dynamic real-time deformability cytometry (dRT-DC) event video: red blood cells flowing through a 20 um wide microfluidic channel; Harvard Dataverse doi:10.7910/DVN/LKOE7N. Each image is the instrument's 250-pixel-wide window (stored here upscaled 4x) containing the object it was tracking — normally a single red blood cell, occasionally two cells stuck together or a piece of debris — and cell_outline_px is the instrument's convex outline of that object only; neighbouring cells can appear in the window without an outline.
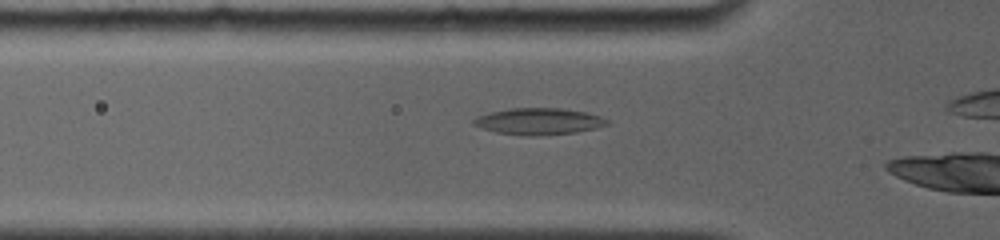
{"species": "common noctule bat (a hibernating species)", "species_latin": "Nyctalus noctula", "temperature_condition": "room temperature", "stored_images_in_passage": 8, "camera_frame_rate_fps": 4000, "um_per_image_px": 0.085, "animal": {"sex": "female", "body_mass_g": 19.0, "forearm_length_mm": 56.7}, "frame": {"image": 1, "passage_image": 4, "time_ms": 2.5, "image_size_px": [1000, 240], "cell_outline_px": [[608, 124], [596, 128], [576, 132], [536, 136], [520, 136], [496, 132], [480, 128], [472, 124], [472, 120], [476, 116], [488, 112], [512, 108], [560, 108], [584, 112], [600, 116], [608, 120]], "centroid_in_image_um": [45.72, 10.32], "position_along_channel_um": 80.1, "area_um2": 20.81}}
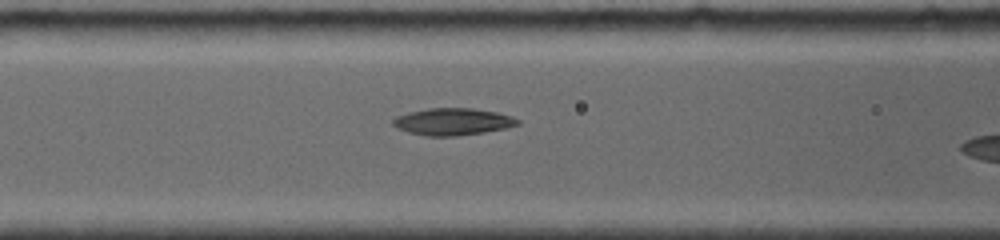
{"frame": {"image": 2, "passage_image": 6, "time_ms": 3.75, "image_size_px": [1000, 240], "cell_outline_px": [[520, 124], [504, 128], [484, 132], [456, 136], [428, 136], [408, 132], [396, 128], [392, 124], [392, 120], [396, 116], [408, 112], [428, 108], [472, 108], [496, 112], [512, 116], [520, 120]], "centroid_in_image_um": [38.46, 10.34], "position_along_channel_um": 128.1, "area_um2": 19.65}}
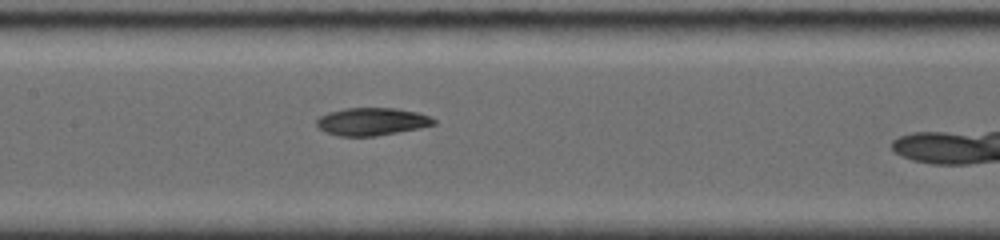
{"frame": {"image": 3, "passage_image": 8, "time_ms": 5.0, "image_size_px": [1000, 240], "cell_outline_px": [[436, 124], [420, 128], [376, 136], [340, 136], [324, 132], [316, 124], [316, 120], [320, 116], [328, 112], [344, 108], [396, 108], [416, 112], [428, 116], [436, 120]], "centroid_in_image_um": [31.59, 10.33], "position_along_channel_um": 175.8, "area_um2": 18.9}}